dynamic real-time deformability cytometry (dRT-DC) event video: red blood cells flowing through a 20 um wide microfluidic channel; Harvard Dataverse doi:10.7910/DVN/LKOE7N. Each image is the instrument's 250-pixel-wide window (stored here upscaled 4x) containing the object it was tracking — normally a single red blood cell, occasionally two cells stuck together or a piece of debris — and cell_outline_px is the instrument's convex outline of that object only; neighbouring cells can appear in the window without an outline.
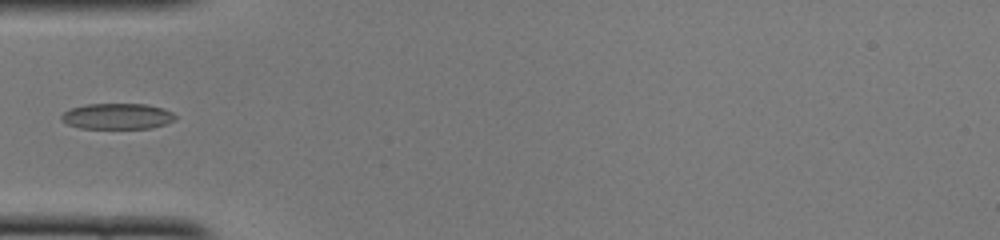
{"species": "common noctule bat (a hibernating species)", "species_latin": "Nyctalus noctula", "temperature_condition": "cold", "stored_images_in_passage": 35, "camera_frame_rate_fps": 3000, "um_per_image_px": 0.085, "animal": {"sex": "female", "body_mass_g": 22.0, "forearm_length_mm": 56.7}, "frame": {"image": 1, "passage_image": 1, "time_ms": 0.0, "image_size_px": [1000, 240], "cell_outline_px": [[176, 120], [152, 128], [80, 128], [68, 124], [60, 120], [60, 116], [68, 108], [84, 104], [148, 104], [164, 108], [172, 112], [176, 116]], "centroid_in_image_um": [9.95, 9.87], "position_along_channel_um": 75.0, "area_um2": 17.34}}
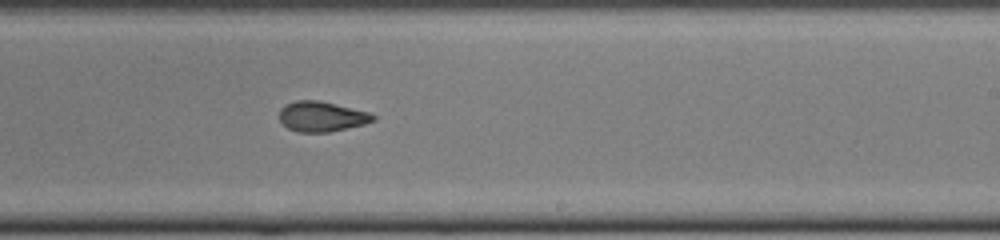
{"frame": {"image": 2, "passage_image": 15, "time_ms": 4.667, "image_size_px": [1000, 240], "cell_outline_px": [[376, 120], [364, 124], [348, 128], [328, 132], [296, 132], [288, 128], [280, 120], [280, 108], [284, 104], [296, 100], [320, 100], [368, 112], [376, 116]], "centroid_in_image_um": [27.33, 9.9], "position_along_channel_um": 261.7, "area_um2": 16.53}}
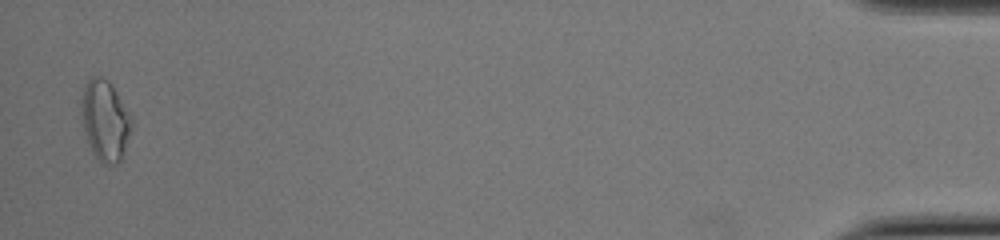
{"frame": {"image": 3, "passage_image": 34, "time_ms": 11.0, "image_size_px": [1000, 240], "cell_outline_px": [[132, 128], [120, 160], [116, 164], [104, 164], [92, 152], [88, 144], [80, 116], [80, 100], [84, 84], [92, 76], [100, 76], [108, 80], [132, 116]], "centroid_in_image_um": [8.9, 10.2], "position_along_channel_um": 426.3, "area_um2": 23.7}}